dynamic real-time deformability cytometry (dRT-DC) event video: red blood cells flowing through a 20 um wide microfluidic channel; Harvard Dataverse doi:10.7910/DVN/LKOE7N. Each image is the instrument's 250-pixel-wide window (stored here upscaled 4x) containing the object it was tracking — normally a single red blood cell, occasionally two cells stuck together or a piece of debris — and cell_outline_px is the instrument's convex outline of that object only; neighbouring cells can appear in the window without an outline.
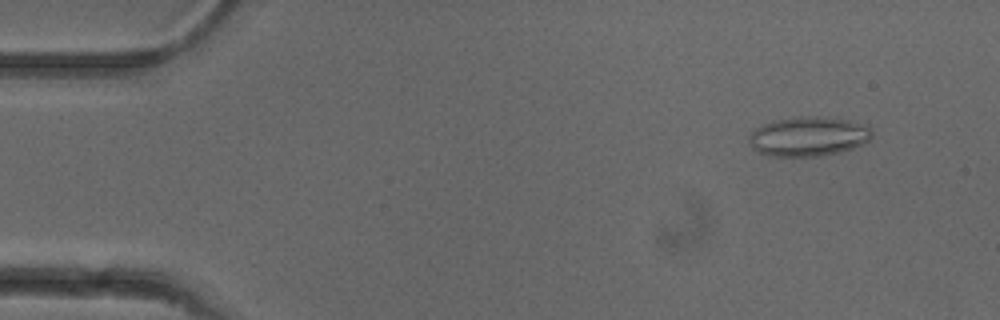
{"species": "common noctule bat (a hibernating species)", "species_latin": "Nyctalus noctula", "temperature_condition": "cold", "stored_images_in_passage": 52, "camera_frame_rate_fps": 3000, "um_per_image_px": 0.085, "animal": {"sex": "female"}, "frame": {"image": 1, "passage_image": 5, "time_ms": 1.333, "image_size_px": [1000, 320], "cell_outline_px": [[872, 136], [868, 140], [852, 148], [840, 152], [820, 156], [764, 156], [756, 152], [752, 148], [748, 140], [748, 136], [760, 124], [772, 120], [800, 116], [836, 116], [864, 124], [872, 132]], "centroid_in_image_um": [68.66, 11.58], "position_along_channel_um": 16.3, "area_um2": 28.84}}
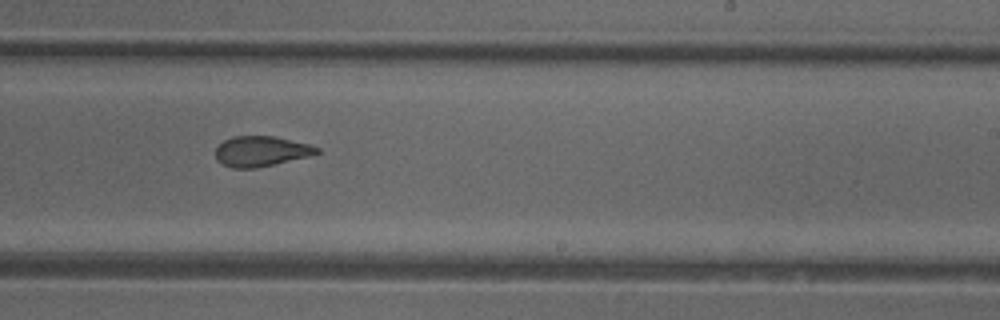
{"frame": {"image": 2, "passage_image": 32, "time_ms": 10.333, "image_size_px": [1000, 320], "cell_outline_px": [[320, 152], [308, 156], [256, 168], [232, 168], [216, 160], [216, 148], [224, 140], [232, 136], [272, 136], [308, 144], [320, 148]], "centroid_in_image_um": [22.16, 12.85], "position_along_channel_um": 266.8, "area_um2": 17.63}}
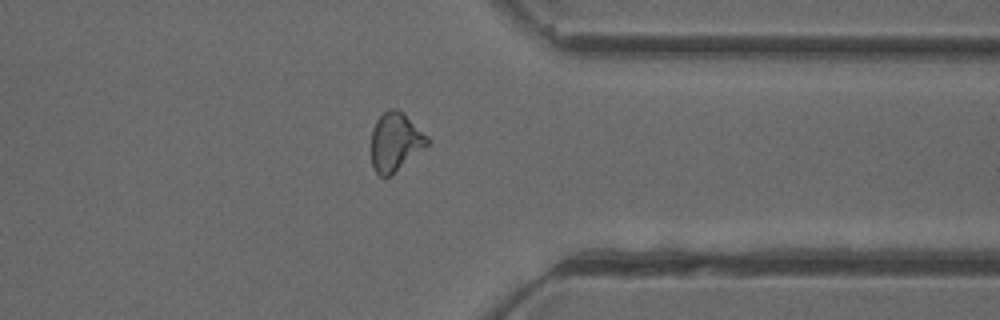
{"frame": {"image": 3, "passage_image": 41, "time_ms": 13.333, "image_size_px": [1000, 320], "cell_outline_px": [[428, 144], [388, 176], [380, 176], [376, 172], [372, 164], [372, 128], [376, 120], [388, 108], [396, 108], [404, 112], [428, 136]], "centroid_in_image_um": [33.59, 11.99], "position_along_channel_um": 377.8, "area_um2": 18.73}, "authors_computed_cell_mechanics": {"area_um2": 19.5942, "velocity_mm_per_s": 3.9204, "shape_relaxation_time_tau1_ms": 8.0852, "shape_relaxation_time_tau2_ms": 1.8475, "deformation_change_tau1": 0.1758, "deformation_change_tau2": 0.0805}}